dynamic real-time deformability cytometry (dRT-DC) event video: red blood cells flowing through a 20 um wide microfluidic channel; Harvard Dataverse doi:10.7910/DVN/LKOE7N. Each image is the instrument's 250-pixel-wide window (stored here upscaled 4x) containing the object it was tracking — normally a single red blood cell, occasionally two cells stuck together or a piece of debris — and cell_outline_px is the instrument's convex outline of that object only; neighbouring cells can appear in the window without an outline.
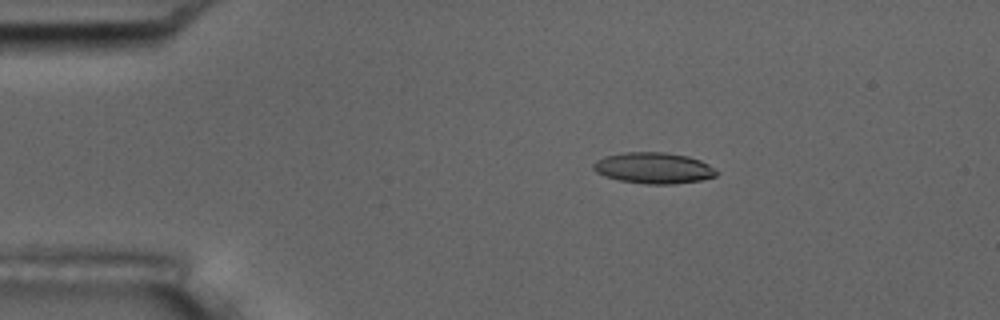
{"species": "common noctule bat (a hibernating species)", "species_latin": "Nyctalus noctula", "temperature_condition": "room temperature", "stored_images_in_passage": 7, "camera_frame_rate_fps": 3000, "um_per_image_px": 0.085, "animal": {"sex": "male", "body_mass_g": 17.5, "forearm_length_mm": 52.3}, "frame": {"image": 1, "passage_image": 3, "time_ms": 2.333, "image_size_px": [1000, 320], "cell_outline_px": [[720, 172], [716, 176], [700, 180], [672, 184], [644, 184], [620, 180], [604, 176], [596, 172], [592, 168], [592, 164], [596, 160], [604, 156], [624, 152], [664, 152], [688, 156], [700, 160], [708, 164]], "centroid_in_image_um": [55.54, 14.28], "position_along_channel_um": 29.5, "area_um2": 22.43}}
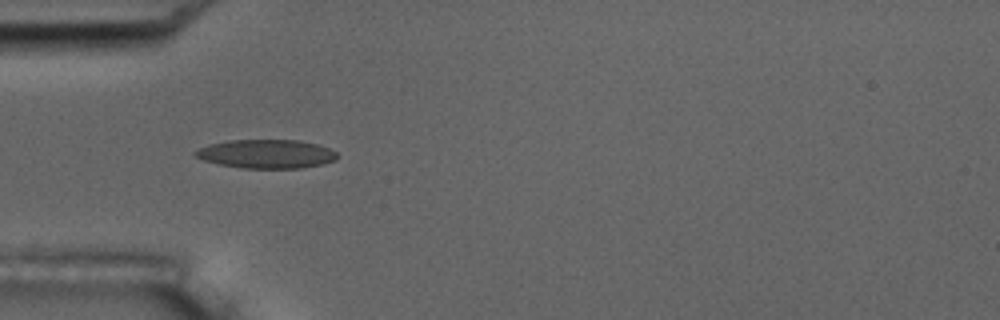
{"frame": {"image": 2, "passage_image": 5, "time_ms": 4.667, "image_size_px": [1000, 320], "cell_outline_px": [[340, 156], [336, 160], [324, 164], [300, 168], [244, 168], [220, 164], [204, 160], [196, 156], [192, 152], [208, 144], [228, 140], [300, 140], [316, 144], [328, 148], [336, 152]], "centroid_in_image_um": [22.67, 13.08], "position_along_channel_um": 62.3, "area_um2": 23.81}}